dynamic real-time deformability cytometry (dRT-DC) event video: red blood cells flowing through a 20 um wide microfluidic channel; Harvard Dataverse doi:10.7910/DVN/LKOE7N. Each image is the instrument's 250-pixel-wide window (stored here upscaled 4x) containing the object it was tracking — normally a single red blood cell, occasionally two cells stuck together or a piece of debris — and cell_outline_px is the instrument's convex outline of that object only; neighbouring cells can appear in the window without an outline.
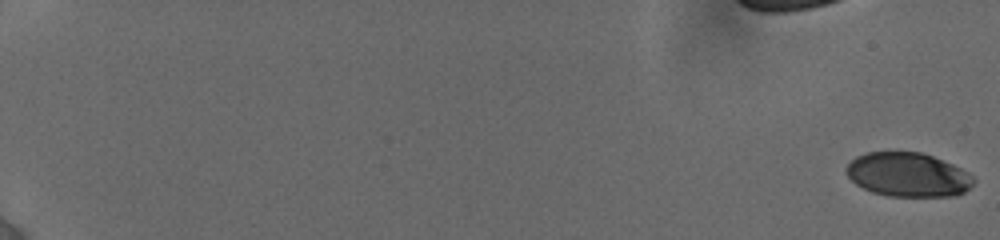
{"species": "human", "species_latin": "Homo sapiens", "temperature_condition": "cold", "stored_images_in_passage": 8, "camera_frame_rate_fps": 3000, "um_per_image_px": 0.085, "donor": {"sex": "female"}, "frame": {"image": 1, "passage_image": 1, "time_ms": 0.0, "image_size_px": [1000, 240], "cell_outline_px": [[976, 180], [964, 192], [956, 196], [888, 196], [872, 192], [856, 184], [844, 172], [844, 168], [856, 156], [868, 152], [920, 152], [932, 156], [952, 164], [968, 172]], "centroid_in_image_um": [77.16, 14.85], "position_along_channel_um": 7.8, "area_um2": 32.66}}